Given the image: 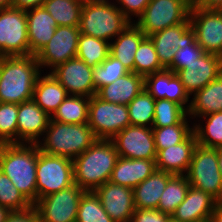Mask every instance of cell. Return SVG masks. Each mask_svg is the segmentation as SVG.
Returning a JSON list of instances; mask_svg holds the SVG:
<instances>
[{
  "instance_id": "obj_1",
  "label": "cell",
  "mask_w": 222,
  "mask_h": 222,
  "mask_svg": "<svg viewBox=\"0 0 222 222\" xmlns=\"http://www.w3.org/2000/svg\"><path fill=\"white\" fill-rule=\"evenodd\" d=\"M40 71L35 55L5 56L0 61V102L21 104L32 100Z\"/></svg>"
},
{
  "instance_id": "obj_2",
  "label": "cell",
  "mask_w": 222,
  "mask_h": 222,
  "mask_svg": "<svg viewBox=\"0 0 222 222\" xmlns=\"http://www.w3.org/2000/svg\"><path fill=\"white\" fill-rule=\"evenodd\" d=\"M119 158L112 140L97 139L84 153L72 160L74 183L84 191H95L109 181Z\"/></svg>"
},
{
  "instance_id": "obj_3",
  "label": "cell",
  "mask_w": 222,
  "mask_h": 222,
  "mask_svg": "<svg viewBox=\"0 0 222 222\" xmlns=\"http://www.w3.org/2000/svg\"><path fill=\"white\" fill-rule=\"evenodd\" d=\"M36 165L37 144H0V170L32 205L37 201Z\"/></svg>"
},
{
  "instance_id": "obj_4",
  "label": "cell",
  "mask_w": 222,
  "mask_h": 222,
  "mask_svg": "<svg viewBox=\"0 0 222 222\" xmlns=\"http://www.w3.org/2000/svg\"><path fill=\"white\" fill-rule=\"evenodd\" d=\"M97 140L88 123L69 124L52 119L45 131L39 150L71 160L84 153Z\"/></svg>"
},
{
  "instance_id": "obj_5",
  "label": "cell",
  "mask_w": 222,
  "mask_h": 222,
  "mask_svg": "<svg viewBox=\"0 0 222 222\" xmlns=\"http://www.w3.org/2000/svg\"><path fill=\"white\" fill-rule=\"evenodd\" d=\"M129 24L130 21L115 4H83L79 30L81 34L108 42L117 37Z\"/></svg>"
},
{
  "instance_id": "obj_6",
  "label": "cell",
  "mask_w": 222,
  "mask_h": 222,
  "mask_svg": "<svg viewBox=\"0 0 222 222\" xmlns=\"http://www.w3.org/2000/svg\"><path fill=\"white\" fill-rule=\"evenodd\" d=\"M71 159L50 155L37 145L36 187L37 200L74 185Z\"/></svg>"
},
{
  "instance_id": "obj_7",
  "label": "cell",
  "mask_w": 222,
  "mask_h": 222,
  "mask_svg": "<svg viewBox=\"0 0 222 222\" xmlns=\"http://www.w3.org/2000/svg\"><path fill=\"white\" fill-rule=\"evenodd\" d=\"M190 186L203 190L222 201V174L217 149L196 145L187 174Z\"/></svg>"
},
{
  "instance_id": "obj_8",
  "label": "cell",
  "mask_w": 222,
  "mask_h": 222,
  "mask_svg": "<svg viewBox=\"0 0 222 222\" xmlns=\"http://www.w3.org/2000/svg\"><path fill=\"white\" fill-rule=\"evenodd\" d=\"M191 7L182 0H150L136 25L146 35L182 24L189 19Z\"/></svg>"
},
{
  "instance_id": "obj_9",
  "label": "cell",
  "mask_w": 222,
  "mask_h": 222,
  "mask_svg": "<svg viewBox=\"0 0 222 222\" xmlns=\"http://www.w3.org/2000/svg\"><path fill=\"white\" fill-rule=\"evenodd\" d=\"M88 124L97 139L111 140L131 125L128 107L104 101L95 94L89 102Z\"/></svg>"
},
{
  "instance_id": "obj_10",
  "label": "cell",
  "mask_w": 222,
  "mask_h": 222,
  "mask_svg": "<svg viewBox=\"0 0 222 222\" xmlns=\"http://www.w3.org/2000/svg\"><path fill=\"white\" fill-rule=\"evenodd\" d=\"M85 192L74 184L40 198L33 205L40 222H76L79 202Z\"/></svg>"
},
{
  "instance_id": "obj_11",
  "label": "cell",
  "mask_w": 222,
  "mask_h": 222,
  "mask_svg": "<svg viewBox=\"0 0 222 222\" xmlns=\"http://www.w3.org/2000/svg\"><path fill=\"white\" fill-rule=\"evenodd\" d=\"M0 50L4 56L29 55L25 10L0 9Z\"/></svg>"
},
{
  "instance_id": "obj_12",
  "label": "cell",
  "mask_w": 222,
  "mask_h": 222,
  "mask_svg": "<svg viewBox=\"0 0 222 222\" xmlns=\"http://www.w3.org/2000/svg\"><path fill=\"white\" fill-rule=\"evenodd\" d=\"M189 20L196 42L205 53L222 57V10L192 7Z\"/></svg>"
},
{
  "instance_id": "obj_13",
  "label": "cell",
  "mask_w": 222,
  "mask_h": 222,
  "mask_svg": "<svg viewBox=\"0 0 222 222\" xmlns=\"http://www.w3.org/2000/svg\"><path fill=\"white\" fill-rule=\"evenodd\" d=\"M79 27L58 26L49 42L35 55L40 68L54 69L77 56Z\"/></svg>"
},
{
  "instance_id": "obj_14",
  "label": "cell",
  "mask_w": 222,
  "mask_h": 222,
  "mask_svg": "<svg viewBox=\"0 0 222 222\" xmlns=\"http://www.w3.org/2000/svg\"><path fill=\"white\" fill-rule=\"evenodd\" d=\"M120 157L156 160L152 128L129 125L111 139Z\"/></svg>"
},
{
  "instance_id": "obj_15",
  "label": "cell",
  "mask_w": 222,
  "mask_h": 222,
  "mask_svg": "<svg viewBox=\"0 0 222 222\" xmlns=\"http://www.w3.org/2000/svg\"><path fill=\"white\" fill-rule=\"evenodd\" d=\"M54 78L66 89L68 95L91 98L96 94L93 82V68L75 57L51 70Z\"/></svg>"
},
{
  "instance_id": "obj_16",
  "label": "cell",
  "mask_w": 222,
  "mask_h": 222,
  "mask_svg": "<svg viewBox=\"0 0 222 222\" xmlns=\"http://www.w3.org/2000/svg\"><path fill=\"white\" fill-rule=\"evenodd\" d=\"M148 37L152 40L159 61L165 69L172 65L176 49L197 43L189 19L182 24L167 27Z\"/></svg>"
},
{
  "instance_id": "obj_17",
  "label": "cell",
  "mask_w": 222,
  "mask_h": 222,
  "mask_svg": "<svg viewBox=\"0 0 222 222\" xmlns=\"http://www.w3.org/2000/svg\"><path fill=\"white\" fill-rule=\"evenodd\" d=\"M94 192L99 197L105 212L114 222H130L135 211L132 188L107 181Z\"/></svg>"
},
{
  "instance_id": "obj_18",
  "label": "cell",
  "mask_w": 222,
  "mask_h": 222,
  "mask_svg": "<svg viewBox=\"0 0 222 222\" xmlns=\"http://www.w3.org/2000/svg\"><path fill=\"white\" fill-rule=\"evenodd\" d=\"M144 88L155 100L166 99L175 102L187 111L190 107V104L187 103L190 102L189 93L180 78L170 69H163L146 75L144 77Z\"/></svg>"
},
{
  "instance_id": "obj_19",
  "label": "cell",
  "mask_w": 222,
  "mask_h": 222,
  "mask_svg": "<svg viewBox=\"0 0 222 222\" xmlns=\"http://www.w3.org/2000/svg\"><path fill=\"white\" fill-rule=\"evenodd\" d=\"M222 73V57L212 53H204L187 69L178 70L180 78L189 95L203 89Z\"/></svg>"
},
{
  "instance_id": "obj_20",
  "label": "cell",
  "mask_w": 222,
  "mask_h": 222,
  "mask_svg": "<svg viewBox=\"0 0 222 222\" xmlns=\"http://www.w3.org/2000/svg\"><path fill=\"white\" fill-rule=\"evenodd\" d=\"M50 120L51 117L33 99L18 104L17 144H37Z\"/></svg>"
},
{
  "instance_id": "obj_21",
  "label": "cell",
  "mask_w": 222,
  "mask_h": 222,
  "mask_svg": "<svg viewBox=\"0 0 222 222\" xmlns=\"http://www.w3.org/2000/svg\"><path fill=\"white\" fill-rule=\"evenodd\" d=\"M217 202L209 193L190 186L171 218L179 222H209Z\"/></svg>"
},
{
  "instance_id": "obj_22",
  "label": "cell",
  "mask_w": 222,
  "mask_h": 222,
  "mask_svg": "<svg viewBox=\"0 0 222 222\" xmlns=\"http://www.w3.org/2000/svg\"><path fill=\"white\" fill-rule=\"evenodd\" d=\"M197 145L194 131L181 143L159 150L156 157V170L173 175L187 174L192 160L193 151Z\"/></svg>"
},
{
  "instance_id": "obj_23",
  "label": "cell",
  "mask_w": 222,
  "mask_h": 222,
  "mask_svg": "<svg viewBox=\"0 0 222 222\" xmlns=\"http://www.w3.org/2000/svg\"><path fill=\"white\" fill-rule=\"evenodd\" d=\"M26 16L29 55H36L52 38L58 25L43 6L26 10Z\"/></svg>"
},
{
  "instance_id": "obj_24",
  "label": "cell",
  "mask_w": 222,
  "mask_h": 222,
  "mask_svg": "<svg viewBox=\"0 0 222 222\" xmlns=\"http://www.w3.org/2000/svg\"><path fill=\"white\" fill-rule=\"evenodd\" d=\"M156 160L118 158L109 181L134 189L156 170Z\"/></svg>"
},
{
  "instance_id": "obj_25",
  "label": "cell",
  "mask_w": 222,
  "mask_h": 222,
  "mask_svg": "<svg viewBox=\"0 0 222 222\" xmlns=\"http://www.w3.org/2000/svg\"><path fill=\"white\" fill-rule=\"evenodd\" d=\"M144 89V76L129 72L101 87L96 95L107 102L128 105Z\"/></svg>"
},
{
  "instance_id": "obj_26",
  "label": "cell",
  "mask_w": 222,
  "mask_h": 222,
  "mask_svg": "<svg viewBox=\"0 0 222 222\" xmlns=\"http://www.w3.org/2000/svg\"><path fill=\"white\" fill-rule=\"evenodd\" d=\"M173 176L171 173L155 170L138 184L133 189L135 209H157L160 197Z\"/></svg>"
},
{
  "instance_id": "obj_27",
  "label": "cell",
  "mask_w": 222,
  "mask_h": 222,
  "mask_svg": "<svg viewBox=\"0 0 222 222\" xmlns=\"http://www.w3.org/2000/svg\"><path fill=\"white\" fill-rule=\"evenodd\" d=\"M145 37L135 22H130L114 42L110 41V55L119 60L129 72H134L135 53Z\"/></svg>"
},
{
  "instance_id": "obj_28",
  "label": "cell",
  "mask_w": 222,
  "mask_h": 222,
  "mask_svg": "<svg viewBox=\"0 0 222 222\" xmlns=\"http://www.w3.org/2000/svg\"><path fill=\"white\" fill-rule=\"evenodd\" d=\"M66 89L49 73L46 76H38L33 92L34 102L50 117L58 109V106L66 99Z\"/></svg>"
},
{
  "instance_id": "obj_29",
  "label": "cell",
  "mask_w": 222,
  "mask_h": 222,
  "mask_svg": "<svg viewBox=\"0 0 222 222\" xmlns=\"http://www.w3.org/2000/svg\"><path fill=\"white\" fill-rule=\"evenodd\" d=\"M193 97L188 109L190 118L222 111V73L203 89L196 91Z\"/></svg>"
},
{
  "instance_id": "obj_30",
  "label": "cell",
  "mask_w": 222,
  "mask_h": 222,
  "mask_svg": "<svg viewBox=\"0 0 222 222\" xmlns=\"http://www.w3.org/2000/svg\"><path fill=\"white\" fill-rule=\"evenodd\" d=\"M89 102V97L68 95L51 119L69 124L88 123Z\"/></svg>"
},
{
  "instance_id": "obj_31",
  "label": "cell",
  "mask_w": 222,
  "mask_h": 222,
  "mask_svg": "<svg viewBox=\"0 0 222 222\" xmlns=\"http://www.w3.org/2000/svg\"><path fill=\"white\" fill-rule=\"evenodd\" d=\"M42 6L58 26L79 27L83 6L80 0H45Z\"/></svg>"
},
{
  "instance_id": "obj_32",
  "label": "cell",
  "mask_w": 222,
  "mask_h": 222,
  "mask_svg": "<svg viewBox=\"0 0 222 222\" xmlns=\"http://www.w3.org/2000/svg\"><path fill=\"white\" fill-rule=\"evenodd\" d=\"M110 55V43L85 34H80L77 58L91 68L100 65Z\"/></svg>"
},
{
  "instance_id": "obj_33",
  "label": "cell",
  "mask_w": 222,
  "mask_h": 222,
  "mask_svg": "<svg viewBox=\"0 0 222 222\" xmlns=\"http://www.w3.org/2000/svg\"><path fill=\"white\" fill-rule=\"evenodd\" d=\"M189 187L190 184L186 175H174L168 181L157 209L172 216L180 203L184 201Z\"/></svg>"
},
{
  "instance_id": "obj_34",
  "label": "cell",
  "mask_w": 222,
  "mask_h": 222,
  "mask_svg": "<svg viewBox=\"0 0 222 222\" xmlns=\"http://www.w3.org/2000/svg\"><path fill=\"white\" fill-rule=\"evenodd\" d=\"M201 118L207 121L204 128L200 123L193 125L197 144L215 149L222 147V111L210 113Z\"/></svg>"
},
{
  "instance_id": "obj_35",
  "label": "cell",
  "mask_w": 222,
  "mask_h": 222,
  "mask_svg": "<svg viewBox=\"0 0 222 222\" xmlns=\"http://www.w3.org/2000/svg\"><path fill=\"white\" fill-rule=\"evenodd\" d=\"M127 107L131 125L149 128L151 126L152 128L154 122L155 99L145 88L127 105Z\"/></svg>"
},
{
  "instance_id": "obj_36",
  "label": "cell",
  "mask_w": 222,
  "mask_h": 222,
  "mask_svg": "<svg viewBox=\"0 0 222 222\" xmlns=\"http://www.w3.org/2000/svg\"><path fill=\"white\" fill-rule=\"evenodd\" d=\"M165 69L158 58L152 40L146 36L139 44L134 57V73L146 76Z\"/></svg>"
},
{
  "instance_id": "obj_37",
  "label": "cell",
  "mask_w": 222,
  "mask_h": 222,
  "mask_svg": "<svg viewBox=\"0 0 222 222\" xmlns=\"http://www.w3.org/2000/svg\"><path fill=\"white\" fill-rule=\"evenodd\" d=\"M188 111L179 104L166 100H155L154 122L152 128H161L188 122Z\"/></svg>"
},
{
  "instance_id": "obj_38",
  "label": "cell",
  "mask_w": 222,
  "mask_h": 222,
  "mask_svg": "<svg viewBox=\"0 0 222 222\" xmlns=\"http://www.w3.org/2000/svg\"><path fill=\"white\" fill-rule=\"evenodd\" d=\"M152 131L158 152L183 142L193 132V127H190L188 122H179L171 126L152 128Z\"/></svg>"
},
{
  "instance_id": "obj_39",
  "label": "cell",
  "mask_w": 222,
  "mask_h": 222,
  "mask_svg": "<svg viewBox=\"0 0 222 222\" xmlns=\"http://www.w3.org/2000/svg\"><path fill=\"white\" fill-rule=\"evenodd\" d=\"M76 222H114L105 212L99 197L93 191H86L79 202Z\"/></svg>"
},
{
  "instance_id": "obj_40",
  "label": "cell",
  "mask_w": 222,
  "mask_h": 222,
  "mask_svg": "<svg viewBox=\"0 0 222 222\" xmlns=\"http://www.w3.org/2000/svg\"><path fill=\"white\" fill-rule=\"evenodd\" d=\"M127 68L117 59L109 55L100 65L93 68V82L97 91L120 77L128 74Z\"/></svg>"
},
{
  "instance_id": "obj_41",
  "label": "cell",
  "mask_w": 222,
  "mask_h": 222,
  "mask_svg": "<svg viewBox=\"0 0 222 222\" xmlns=\"http://www.w3.org/2000/svg\"><path fill=\"white\" fill-rule=\"evenodd\" d=\"M0 206L11 211H24L33 205L16 188L11 180L0 170Z\"/></svg>"
},
{
  "instance_id": "obj_42",
  "label": "cell",
  "mask_w": 222,
  "mask_h": 222,
  "mask_svg": "<svg viewBox=\"0 0 222 222\" xmlns=\"http://www.w3.org/2000/svg\"><path fill=\"white\" fill-rule=\"evenodd\" d=\"M18 104L0 102V144H17Z\"/></svg>"
},
{
  "instance_id": "obj_43",
  "label": "cell",
  "mask_w": 222,
  "mask_h": 222,
  "mask_svg": "<svg viewBox=\"0 0 222 222\" xmlns=\"http://www.w3.org/2000/svg\"><path fill=\"white\" fill-rule=\"evenodd\" d=\"M204 53L205 51L197 43L176 49L174 61L168 69L175 73L178 70L187 69V66L193 64Z\"/></svg>"
},
{
  "instance_id": "obj_44",
  "label": "cell",
  "mask_w": 222,
  "mask_h": 222,
  "mask_svg": "<svg viewBox=\"0 0 222 222\" xmlns=\"http://www.w3.org/2000/svg\"><path fill=\"white\" fill-rule=\"evenodd\" d=\"M171 215L158 209H135L130 222H169Z\"/></svg>"
},
{
  "instance_id": "obj_45",
  "label": "cell",
  "mask_w": 222,
  "mask_h": 222,
  "mask_svg": "<svg viewBox=\"0 0 222 222\" xmlns=\"http://www.w3.org/2000/svg\"><path fill=\"white\" fill-rule=\"evenodd\" d=\"M118 4L120 6H117L124 16L131 21V16L135 15L136 18L139 17L142 12L147 7L150 0H117Z\"/></svg>"
},
{
  "instance_id": "obj_46",
  "label": "cell",
  "mask_w": 222,
  "mask_h": 222,
  "mask_svg": "<svg viewBox=\"0 0 222 222\" xmlns=\"http://www.w3.org/2000/svg\"><path fill=\"white\" fill-rule=\"evenodd\" d=\"M5 222H40L35 207L24 211H12Z\"/></svg>"
},
{
  "instance_id": "obj_47",
  "label": "cell",
  "mask_w": 222,
  "mask_h": 222,
  "mask_svg": "<svg viewBox=\"0 0 222 222\" xmlns=\"http://www.w3.org/2000/svg\"><path fill=\"white\" fill-rule=\"evenodd\" d=\"M45 0H13L12 7L15 9L29 10L43 5Z\"/></svg>"
},
{
  "instance_id": "obj_48",
  "label": "cell",
  "mask_w": 222,
  "mask_h": 222,
  "mask_svg": "<svg viewBox=\"0 0 222 222\" xmlns=\"http://www.w3.org/2000/svg\"><path fill=\"white\" fill-rule=\"evenodd\" d=\"M196 7L205 10H222V0H199Z\"/></svg>"
},
{
  "instance_id": "obj_49",
  "label": "cell",
  "mask_w": 222,
  "mask_h": 222,
  "mask_svg": "<svg viewBox=\"0 0 222 222\" xmlns=\"http://www.w3.org/2000/svg\"><path fill=\"white\" fill-rule=\"evenodd\" d=\"M209 222H222V201L216 203Z\"/></svg>"
},
{
  "instance_id": "obj_50",
  "label": "cell",
  "mask_w": 222,
  "mask_h": 222,
  "mask_svg": "<svg viewBox=\"0 0 222 222\" xmlns=\"http://www.w3.org/2000/svg\"><path fill=\"white\" fill-rule=\"evenodd\" d=\"M11 210L4 207L0 206V222H5L8 218V216L11 214Z\"/></svg>"
},
{
  "instance_id": "obj_51",
  "label": "cell",
  "mask_w": 222,
  "mask_h": 222,
  "mask_svg": "<svg viewBox=\"0 0 222 222\" xmlns=\"http://www.w3.org/2000/svg\"><path fill=\"white\" fill-rule=\"evenodd\" d=\"M13 0H0V9L12 8Z\"/></svg>"
},
{
  "instance_id": "obj_52",
  "label": "cell",
  "mask_w": 222,
  "mask_h": 222,
  "mask_svg": "<svg viewBox=\"0 0 222 222\" xmlns=\"http://www.w3.org/2000/svg\"><path fill=\"white\" fill-rule=\"evenodd\" d=\"M82 4L111 3L108 0H80Z\"/></svg>"
},
{
  "instance_id": "obj_53",
  "label": "cell",
  "mask_w": 222,
  "mask_h": 222,
  "mask_svg": "<svg viewBox=\"0 0 222 222\" xmlns=\"http://www.w3.org/2000/svg\"><path fill=\"white\" fill-rule=\"evenodd\" d=\"M217 149V156L219 162V170L222 174V147L216 148Z\"/></svg>"
},
{
  "instance_id": "obj_54",
  "label": "cell",
  "mask_w": 222,
  "mask_h": 222,
  "mask_svg": "<svg viewBox=\"0 0 222 222\" xmlns=\"http://www.w3.org/2000/svg\"><path fill=\"white\" fill-rule=\"evenodd\" d=\"M183 2H185L189 7H196L199 0H182Z\"/></svg>"
},
{
  "instance_id": "obj_55",
  "label": "cell",
  "mask_w": 222,
  "mask_h": 222,
  "mask_svg": "<svg viewBox=\"0 0 222 222\" xmlns=\"http://www.w3.org/2000/svg\"><path fill=\"white\" fill-rule=\"evenodd\" d=\"M5 56H4V54L1 52V50H0V61L4 58Z\"/></svg>"
},
{
  "instance_id": "obj_56",
  "label": "cell",
  "mask_w": 222,
  "mask_h": 222,
  "mask_svg": "<svg viewBox=\"0 0 222 222\" xmlns=\"http://www.w3.org/2000/svg\"><path fill=\"white\" fill-rule=\"evenodd\" d=\"M169 222H179V221H176V220H174L173 218H171V219L169 220Z\"/></svg>"
}]
</instances>
